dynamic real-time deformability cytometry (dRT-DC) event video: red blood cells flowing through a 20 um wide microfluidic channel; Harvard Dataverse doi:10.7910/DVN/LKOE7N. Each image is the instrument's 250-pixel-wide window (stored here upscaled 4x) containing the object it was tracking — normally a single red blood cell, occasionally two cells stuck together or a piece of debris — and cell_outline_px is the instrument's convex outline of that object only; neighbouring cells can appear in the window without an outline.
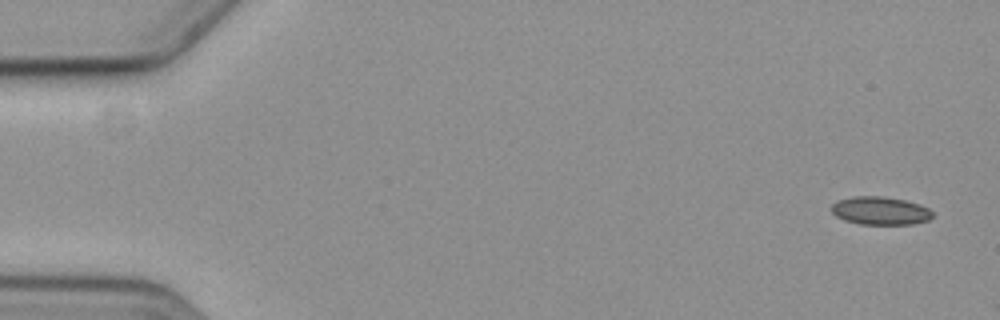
{"species": "common noctule bat (a hibernating species)", "species_latin": "Nyctalus noctula", "temperature_condition": "cold", "stored_images_in_passage": 5, "camera_frame_rate_fps": 3000, "um_per_image_px": 0.085, "animal": {"sex": "female", "body_mass_g": 19.3, "forearm_length_mm": 54.1}, "frame": {"image": 1, "passage_image": 1, "time_ms": 0.0, "image_size_px": [1000, 320], "cell_outline_px": [[932, 216], [928, 220], [912, 224], [860, 224], [844, 220], [836, 216], [832, 212], [832, 204], [836, 200], [852, 196], [884, 196], [904, 200], [920, 204], [928, 208], [932, 212]], "centroid_in_image_um": [74.8, 17.9], "position_along_channel_um": 10.2, "area_um2": 16.59}}
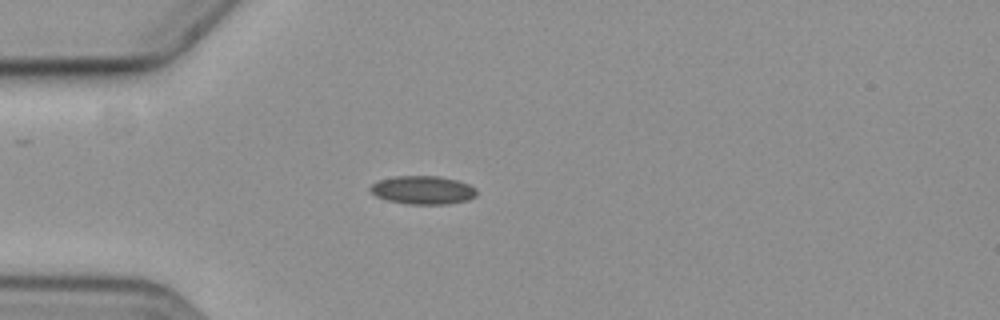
{"frame": {"image": 2, "passage_image": 5, "time_ms": 4.667, "image_size_px": [1000, 320], "cell_outline_px": [[476, 196], [468, 200], [448, 204], [408, 204], [388, 200], [376, 196], [368, 188], [372, 184], [380, 180], [396, 176], [440, 176], [456, 180], [468, 184], [476, 188]], "centroid_in_image_um": [35.96, 16.15], "position_along_channel_um": 49.0, "area_um2": 17.51}}